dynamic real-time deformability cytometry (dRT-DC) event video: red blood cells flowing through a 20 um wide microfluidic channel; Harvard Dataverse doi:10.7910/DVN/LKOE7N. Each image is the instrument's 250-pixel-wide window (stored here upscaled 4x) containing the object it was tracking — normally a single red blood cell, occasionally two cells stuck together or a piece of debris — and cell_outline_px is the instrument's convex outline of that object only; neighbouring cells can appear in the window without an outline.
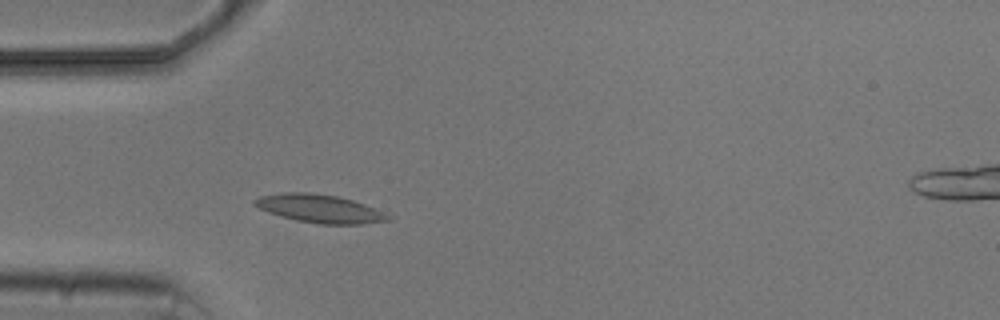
{"species": "common noctule bat (a hibernating species)", "species_latin": "Nyctalus noctula", "temperature_condition": "cold", "stored_images_in_passage": 5, "camera_frame_rate_fps": 3000, "um_per_image_px": 0.085, "animal": {"sex": "male", "body_mass_g": 20.5, "forearm_length_mm": 52.5}, "frame": {"image": 1, "passage_image": 4, "time_ms": 3.667, "image_size_px": [1000, 320], "cell_outline_px": [[388, 220], [364, 224], [320, 224], [296, 220], [280, 216], [268, 212], [260, 208], [252, 200], [260, 196], [280, 192], [308, 192], [336, 196], [352, 200], [364, 204], [388, 216]], "centroid_in_image_um": [27.09, 17.72], "position_along_channel_um": 57.9, "area_um2": 21.5}}